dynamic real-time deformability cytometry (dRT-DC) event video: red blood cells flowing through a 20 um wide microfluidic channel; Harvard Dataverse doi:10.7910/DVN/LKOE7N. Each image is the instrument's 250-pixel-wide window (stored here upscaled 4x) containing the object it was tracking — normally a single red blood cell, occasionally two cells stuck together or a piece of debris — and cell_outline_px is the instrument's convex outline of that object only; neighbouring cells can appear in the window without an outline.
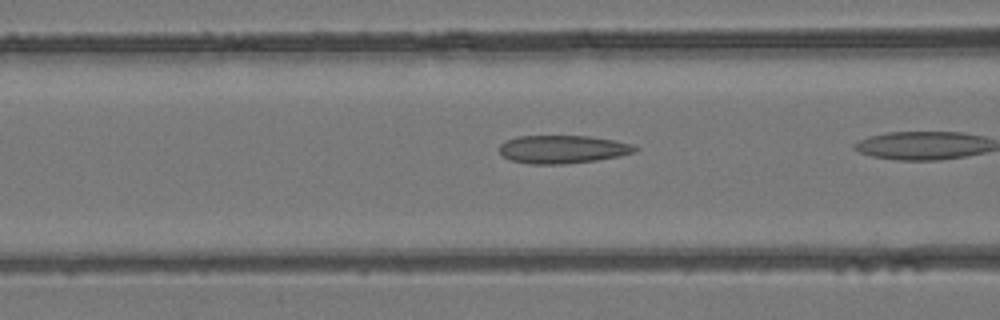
{"species": "common noctule bat (a hibernating species)", "species_latin": "Nyctalus noctula", "temperature_condition": "room temperature", "stored_images_in_passage": 8, "camera_frame_rate_fps": 3000, "um_per_image_px": 0.085, "animal": {"sex": "female", "body_mass_g": 24.6, "forearm_length_mm": 56.2}, "frame": {"image": 1, "passage_image": 5, "time_ms": 1.333, "image_size_px": [1000, 320], "cell_outline_px": [[640, 148], [636, 152], [620, 156], [596, 160], [564, 164], [532, 164], [508, 160], [500, 152], [500, 144], [504, 140], [516, 136], [588, 136], [612, 140], [632, 144]], "centroid_in_image_um": [47.81, 12.69], "position_along_channel_um": 118.8, "area_um2": 22.31}}